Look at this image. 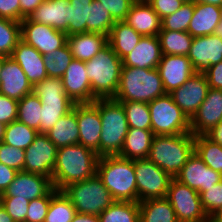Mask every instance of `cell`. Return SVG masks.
<instances>
[{
  "instance_id": "be15d7a7",
  "label": "cell",
  "mask_w": 222,
  "mask_h": 222,
  "mask_svg": "<svg viewBox=\"0 0 222 222\" xmlns=\"http://www.w3.org/2000/svg\"><path fill=\"white\" fill-rule=\"evenodd\" d=\"M212 218L216 222H222V209H220L215 215H213Z\"/></svg>"
},
{
  "instance_id": "cb8c5ba5",
  "label": "cell",
  "mask_w": 222,
  "mask_h": 222,
  "mask_svg": "<svg viewBox=\"0 0 222 222\" xmlns=\"http://www.w3.org/2000/svg\"><path fill=\"white\" fill-rule=\"evenodd\" d=\"M28 18L67 34L70 24L69 0H45Z\"/></svg>"
},
{
  "instance_id": "6125c7cd",
  "label": "cell",
  "mask_w": 222,
  "mask_h": 222,
  "mask_svg": "<svg viewBox=\"0 0 222 222\" xmlns=\"http://www.w3.org/2000/svg\"><path fill=\"white\" fill-rule=\"evenodd\" d=\"M220 13H221V22L219 23V25L216 27L215 30V35L219 36L222 38V5L220 6Z\"/></svg>"
},
{
  "instance_id": "e7e4bbea",
  "label": "cell",
  "mask_w": 222,
  "mask_h": 222,
  "mask_svg": "<svg viewBox=\"0 0 222 222\" xmlns=\"http://www.w3.org/2000/svg\"><path fill=\"white\" fill-rule=\"evenodd\" d=\"M6 124L0 122V142L3 140Z\"/></svg>"
},
{
  "instance_id": "681fc988",
  "label": "cell",
  "mask_w": 222,
  "mask_h": 222,
  "mask_svg": "<svg viewBox=\"0 0 222 222\" xmlns=\"http://www.w3.org/2000/svg\"><path fill=\"white\" fill-rule=\"evenodd\" d=\"M111 14L113 20L124 21L135 0H98Z\"/></svg>"
},
{
  "instance_id": "e0dca14e",
  "label": "cell",
  "mask_w": 222,
  "mask_h": 222,
  "mask_svg": "<svg viewBox=\"0 0 222 222\" xmlns=\"http://www.w3.org/2000/svg\"><path fill=\"white\" fill-rule=\"evenodd\" d=\"M180 183L198 192L207 191L222 180V174L208 167L194 152L175 177Z\"/></svg>"
},
{
  "instance_id": "b9f144b4",
  "label": "cell",
  "mask_w": 222,
  "mask_h": 222,
  "mask_svg": "<svg viewBox=\"0 0 222 222\" xmlns=\"http://www.w3.org/2000/svg\"><path fill=\"white\" fill-rule=\"evenodd\" d=\"M129 128L151 130V115L146 102H121Z\"/></svg>"
},
{
  "instance_id": "d6a6232c",
  "label": "cell",
  "mask_w": 222,
  "mask_h": 222,
  "mask_svg": "<svg viewBox=\"0 0 222 222\" xmlns=\"http://www.w3.org/2000/svg\"><path fill=\"white\" fill-rule=\"evenodd\" d=\"M163 55L187 56L193 37L188 32L161 30L158 34Z\"/></svg>"
},
{
  "instance_id": "7c38bea8",
  "label": "cell",
  "mask_w": 222,
  "mask_h": 222,
  "mask_svg": "<svg viewBox=\"0 0 222 222\" xmlns=\"http://www.w3.org/2000/svg\"><path fill=\"white\" fill-rule=\"evenodd\" d=\"M21 40L33 46L42 55L63 47L67 43V34L49 25L36 23L28 17L21 22Z\"/></svg>"
},
{
  "instance_id": "74e56055",
  "label": "cell",
  "mask_w": 222,
  "mask_h": 222,
  "mask_svg": "<svg viewBox=\"0 0 222 222\" xmlns=\"http://www.w3.org/2000/svg\"><path fill=\"white\" fill-rule=\"evenodd\" d=\"M41 109V101L33 92L25 95L18 101L17 120L40 133Z\"/></svg>"
},
{
  "instance_id": "03108f58",
  "label": "cell",
  "mask_w": 222,
  "mask_h": 222,
  "mask_svg": "<svg viewBox=\"0 0 222 222\" xmlns=\"http://www.w3.org/2000/svg\"><path fill=\"white\" fill-rule=\"evenodd\" d=\"M137 3L140 4H151L154 0H135Z\"/></svg>"
},
{
  "instance_id": "2e32d148",
  "label": "cell",
  "mask_w": 222,
  "mask_h": 222,
  "mask_svg": "<svg viewBox=\"0 0 222 222\" xmlns=\"http://www.w3.org/2000/svg\"><path fill=\"white\" fill-rule=\"evenodd\" d=\"M222 121V90L209 88L207 96L190 119L194 136L205 135Z\"/></svg>"
},
{
  "instance_id": "ffe728a7",
  "label": "cell",
  "mask_w": 222,
  "mask_h": 222,
  "mask_svg": "<svg viewBox=\"0 0 222 222\" xmlns=\"http://www.w3.org/2000/svg\"><path fill=\"white\" fill-rule=\"evenodd\" d=\"M61 79L67 96L75 104L93 103L96 100L84 61L72 59Z\"/></svg>"
},
{
  "instance_id": "7bdbcfd3",
  "label": "cell",
  "mask_w": 222,
  "mask_h": 222,
  "mask_svg": "<svg viewBox=\"0 0 222 222\" xmlns=\"http://www.w3.org/2000/svg\"><path fill=\"white\" fill-rule=\"evenodd\" d=\"M93 0H69L70 24L67 28V36L87 32L89 6Z\"/></svg>"
},
{
  "instance_id": "ee69618b",
  "label": "cell",
  "mask_w": 222,
  "mask_h": 222,
  "mask_svg": "<svg viewBox=\"0 0 222 222\" xmlns=\"http://www.w3.org/2000/svg\"><path fill=\"white\" fill-rule=\"evenodd\" d=\"M195 2H185L175 13L162 19L161 30L187 32L193 17Z\"/></svg>"
},
{
  "instance_id": "003e7915",
  "label": "cell",
  "mask_w": 222,
  "mask_h": 222,
  "mask_svg": "<svg viewBox=\"0 0 222 222\" xmlns=\"http://www.w3.org/2000/svg\"><path fill=\"white\" fill-rule=\"evenodd\" d=\"M3 63H4V56L0 55V74H1V71H2ZM0 82H1V78H0Z\"/></svg>"
},
{
  "instance_id": "f907efd6",
  "label": "cell",
  "mask_w": 222,
  "mask_h": 222,
  "mask_svg": "<svg viewBox=\"0 0 222 222\" xmlns=\"http://www.w3.org/2000/svg\"><path fill=\"white\" fill-rule=\"evenodd\" d=\"M18 101L0 94V122L10 124L17 120Z\"/></svg>"
},
{
  "instance_id": "44dd1931",
  "label": "cell",
  "mask_w": 222,
  "mask_h": 222,
  "mask_svg": "<svg viewBox=\"0 0 222 222\" xmlns=\"http://www.w3.org/2000/svg\"><path fill=\"white\" fill-rule=\"evenodd\" d=\"M53 188L47 176L18 171L2 197L25 198L29 201L45 196Z\"/></svg>"
},
{
  "instance_id": "9c48e42d",
  "label": "cell",
  "mask_w": 222,
  "mask_h": 222,
  "mask_svg": "<svg viewBox=\"0 0 222 222\" xmlns=\"http://www.w3.org/2000/svg\"><path fill=\"white\" fill-rule=\"evenodd\" d=\"M154 135L190 133V120L166 93L148 103Z\"/></svg>"
},
{
  "instance_id": "3957f363",
  "label": "cell",
  "mask_w": 222,
  "mask_h": 222,
  "mask_svg": "<svg viewBox=\"0 0 222 222\" xmlns=\"http://www.w3.org/2000/svg\"><path fill=\"white\" fill-rule=\"evenodd\" d=\"M96 174L115 201L137 202L133 160L118 155L99 157Z\"/></svg>"
},
{
  "instance_id": "f6af8a7d",
  "label": "cell",
  "mask_w": 222,
  "mask_h": 222,
  "mask_svg": "<svg viewBox=\"0 0 222 222\" xmlns=\"http://www.w3.org/2000/svg\"><path fill=\"white\" fill-rule=\"evenodd\" d=\"M199 194L203 209L208 217H212L222 209V180Z\"/></svg>"
},
{
  "instance_id": "f5cc1de1",
  "label": "cell",
  "mask_w": 222,
  "mask_h": 222,
  "mask_svg": "<svg viewBox=\"0 0 222 222\" xmlns=\"http://www.w3.org/2000/svg\"><path fill=\"white\" fill-rule=\"evenodd\" d=\"M0 18L20 22V1L0 0Z\"/></svg>"
},
{
  "instance_id": "11a10c76",
  "label": "cell",
  "mask_w": 222,
  "mask_h": 222,
  "mask_svg": "<svg viewBox=\"0 0 222 222\" xmlns=\"http://www.w3.org/2000/svg\"><path fill=\"white\" fill-rule=\"evenodd\" d=\"M18 171L10 168L0 162V192H3L7 189L10 183L14 180Z\"/></svg>"
},
{
  "instance_id": "680465c9",
  "label": "cell",
  "mask_w": 222,
  "mask_h": 222,
  "mask_svg": "<svg viewBox=\"0 0 222 222\" xmlns=\"http://www.w3.org/2000/svg\"><path fill=\"white\" fill-rule=\"evenodd\" d=\"M71 222H100V220L95 215L76 213Z\"/></svg>"
},
{
  "instance_id": "89a4df30",
  "label": "cell",
  "mask_w": 222,
  "mask_h": 222,
  "mask_svg": "<svg viewBox=\"0 0 222 222\" xmlns=\"http://www.w3.org/2000/svg\"><path fill=\"white\" fill-rule=\"evenodd\" d=\"M183 2H194V0H182Z\"/></svg>"
},
{
  "instance_id": "db71d44e",
  "label": "cell",
  "mask_w": 222,
  "mask_h": 222,
  "mask_svg": "<svg viewBox=\"0 0 222 222\" xmlns=\"http://www.w3.org/2000/svg\"><path fill=\"white\" fill-rule=\"evenodd\" d=\"M209 88L222 90V61L211 65V67L204 72Z\"/></svg>"
},
{
  "instance_id": "816d5d0a",
  "label": "cell",
  "mask_w": 222,
  "mask_h": 222,
  "mask_svg": "<svg viewBox=\"0 0 222 222\" xmlns=\"http://www.w3.org/2000/svg\"><path fill=\"white\" fill-rule=\"evenodd\" d=\"M184 3L182 0H154L150 5L162 20L175 13Z\"/></svg>"
},
{
  "instance_id": "e575fe53",
  "label": "cell",
  "mask_w": 222,
  "mask_h": 222,
  "mask_svg": "<svg viewBox=\"0 0 222 222\" xmlns=\"http://www.w3.org/2000/svg\"><path fill=\"white\" fill-rule=\"evenodd\" d=\"M194 152L214 171L222 174V146L209 139L206 135L194 138Z\"/></svg>"
},
{
  "instance_id": "4316f807",
  "label": "cell",
  "mask_w": 222,
  "mask_h": 222,
  "mask_svg": "<svg viewBox=\"0 0 222 222\" xmlns=\"http://www.w3.org/2000/svg\"><path fill=\"white\" fill-rule=\"evenodd\" d=\"M221 22L220 7L212 4L196 3L188 33L194 37L212 35Z\"/></svg>"
},
{
  "instance_id": "f35d334b",
  "label": "cell",
  "mask_w": 222,
  "mask_h": 222,
  "mask_svg": "<svg viewBox=\"0 0 222 222\" xmlns=\"http://www.w3.org/2000/svg\"><path fill=\"white\" fill-rule=\"evenodd\" d=\"M114 24L110 12L98 0H93L89 6L87 32L108 36Z\"/></svg>"
},
{
  "instance_id": "d6986e66",
  "label": "cell",
  "mask_w": 222,
  "mask_h": 222,
  "mask_svg": "<svg viewBox=\"0 0 222 222\" xmlns=\"http://www.w3.org/2000/svg\"><path fill=\"white\" fill-rule=\"evenodd\" d=\"M187 57L196 73L206 72L222 61V38L215 34L194 37Z\"/></svg>"
},
{
  "instance_id": "9a60e30c",
  "label": "cell",
  "mask_w": 222,
  "mask_h": 222,
  "mask_svg": "<svg viewBox=\"0 0 222 222\" xmlns=\"http://www.w3.org/2000/svg\"><path fill=\"white\" fill-rule=\"evenodd\" d=\"M76 118L79 144L95 151L100 157L102 125L98 107L94 103L76 104Z\"/></svg>"
},
{
  "instance_id": "d590c367",
  "label": "cell",
  "mask_w": 222,
  "mask_h": 222,
  "mask_svg": "<svg viewBox=\"0 0 222 222\" xmlns=\"http://www.w3.org/2000/svg\"><path fill=\"white\" fill-rule=\"evenodd\" d=\"M76 210L63 191L51 189V202L44 222H71Z\"/></svg>"
},
{
  "instance_id": "a7ac6f4b",
  "label": "cell",
  "mask_w": 222,
  "mask_h": 222,
  "mask_svg": "<svg viewBox=\"0 0 222 222\" xmlns=\"http://www.w3.org/2000/svg\"><path fill=\"white\" fill-rule=\"evenodd\" d=\"M202 222H216L212 217H208L207 219L203 220Z\"/></svg>"
},
{
  "instance_id": "4fadbf2b",
  "label": "cell",
  "mask_w": 222,
  "mask_h": 222,
  "mask_svg": "<svg viewBox=\"0 0 222 222\" xmlns=\"http://www.w3.org/2000/svg\"><path fill=\"white\" fill-rule=\"evenodd\" d=\"M57 151V146L45 133H38L33 143L25 149L23 171L47 176L52 179Z\"/></svg>"
},
{
  "instance_id": "5bb4252c",
  "label": "cell",
  "mask_w": 222,
  "mask_h": 222,
  "mask_svg": "<svg viewBox=\"0 0 222 222\" xmlns=\"http://www.w3.org/2000/svg\"><path fill=\"white\" fill-rule=\"evenodd\" d=\"M209 85L204 73H195L182 86L169 93L190 120L207 96Z\"/></svg>"
},
{
  "instance_id": "277c9868",
  "label": "cell",
  "mask_w": 222,
  "mask_h": 222,
  "mask_svg": "<svg viewBox=\"0 0 222 222\" xmlns=\"http://www.w3.org/2000/svg\"><path fill=\"white\" fill-rule=\"evenodd\" d=\"M157 68L122 67L119 86L113 99L119 102H146L165 95Z\"/></svg>"
},
{
  "instance_id": "7a4b0ae2",
  "label": "cell",
  "mask_w": 222,
  "mask_h": 222,
  "mask_svg": "<svg viewBox=\"0 0 222 222\" xmlns=\"http://www.w3.org/2000/svg\"><path fill=\"white\" fill-rule=\"evenodd\" d=\"M194 138L191 132L154 135L148 159L175 178L194 153Z\"/></svg>"
},
{
  "instance_id": "ac0fdd59",
  "label": "cell",
  "mask_w": 222,
  "mask_h": 222,
  "mask_svg": "<svg viewBox=\"0 0 222 222\" xmlns=\"http://www.w3.org/2000/svg\"><path fill=\"white\" fill-rule=\"evenodd\" d=\"M166 93L182 86L196 71L184 55H163L157 66Z\"/></svg>"
},
{
  "instance_id": "f546056e",
  "label": "cell",
  "mask_w": 222,
  "mask_h": 222,
  "mask_svg": "<svg viewBox=\"0 0 222 222\" xmlns=\"http://www.w3.org/2000/svg\"><path fill=\"white\" fill-rule=\"evenodd\" d=\"M153 137L152 130L128 128L124 145L118 156L130 160L148 158Z\"/></svg>"
},
{
  "instance_id": "ab89813d",
  "label": "cell",
  "mask_w": 222,
  "mask_h": 222,
  "mask_svg": "<svg viewBox=\"0 0 222 222\" xmlns=\"http://www.w3.org/2000/svg\"><path fill=\"white\" fill-rule=\"evenodd\" d=\"M73 56L68 44L43 55L44 65L48 77L62 78Z\"/></svg>"
},
{
  "instance_id": "4dcf8cb0",
  "label": "cell",
  "mask_w": 222,
  "mask_h": 222,
  "mask_svg": "<svg viewBox=\"0 0 222 222\" xmlns=\"http://www.w3.org/2000/svg\"><path fill=\"white\" fill-rule=\"evenodd\" d=\"M142 35L124 21H116L108 35V44L123 59L139 43Z\"/></svg>"
},
{
  "instance_id": "9f6ffc18",
  "label": "cell",
  "mask_w": 222,
  "mask_h": 222,
  "mask_svg": "<svg viewBox=\"0 0 222 222\" xmlns=\"http://www.w3.org/2000/svg\"><path fill=\"white\" fill-rule=\"evenodd\" d=\"M20 22L29 17L45 0H19Z\"/></svg>"
},
{
  "instance_id": "5b68a950",
  "label": "cell",
  "mask_w": 222,
  "mask_h": 222,
  "mask_svg": "<svg viewBox=\"0 0 222 222\" xmlns=\"http://www.w3.org/2000/svg\"><path fill=\"white\" fill-rule=\"evenodd\" d=\"M85 66L93 96L96 99L114 98L123 63L111 46L107 44L97 55L85 61Z\"/></svg>"
},
{
  "instance_id": "6da1fadb",
  "label": "cell",
  "mask_w": 222,
  "mask_h": 222,
  "mask_svg": "<svg viewBox=\"0 0 222 222\" xmlns=\"http://www.w3.org/2000/svg\"><path fill=\"white\" fill-rule=\"evenodd\" d=\"M99 156L81 144L59 148L52 172V185L62 191L66 186L86 180L97 172Z\"/></svg>"
},
{
  "instance_id": "484cf974",
  "label": "cell",
  "mask_w": 222,
  "mask_h": 222,
  "mask_svg": "<svg viewBox=\"0 0 222 222\" xmlns=\"http://www.w3.org/2000/svg\"><path fill=\"white\" fill-rule=\"evenodd\" d=\"M124 22L142 36H158L162 29V20L153 7L136 1L130 7Z\"/></svg>"
},
{
  "instance_id": "c3c4849f",
  "label": "cell",
  "mask_w": 222,
  "mask_h": 222,
  "mask_svg": "<svg viewBox=\"0 0 222 222\" xmlns=\"http://www.w3.org/2000/svg\"><path fill=\"white\" fill-rule=\"evenodd\" d=\"M51 202V190L43 197L29 202L26 222H44Z\"/></svg>"
},
{
  "instance_id": "836d02e7",
  "label": "cell",
  "mask_w": 222,
  "mask_h": 222,
  "mask_svg": "<svg viewBox=\"0 0 222 222\" xmlns=\"http://www.w3.org/2000/svg\"><path fill=\"white\" fill-rule=\"evenodd\" d=\"M98 217L100 222H140L139 202L115 201Z\"/></svg>"
},
{
  "instance_id": "f1b7e54d",
  "label": "cell",
  "mask_w": 222,
  "mask_h": 222,
  "mask_svg": "<svg viewBox=\"0 0 222 222\" xmlns=\"http://www.w3.org/2000/svg\"><path fill=\"white\" fill-rule=\"evenodd\" d=\"M45 134L58 149L79 144V127L76 118V104L74 105L73 110L62 116Z\"/></svg>"
},
{
  "instance_id": "bcb514c9",
  "label": "cell",
  "mask_w": 222,
  "mask_h": 222,
  "mask_svg": "<svg viewBox=\"0 0 222 222\" xmlns=\"http://www.w3.org/2000/svg\"><path fill=\"white\" fill-rule=\"evenodd\" d=\"M0 162L16 171H23L25 150L0 142Z\"/></svg>"
},
{
  "instance_id": "8992f818",
  "label": "cell",
  "mask_w": 222,
  "mask_h": 222,
  "mask_svg": "<svg viewBox=\"0 0 222 222\" xmlns=\"http://www.w3.org/2000/svg\"><path fill=\"white\" fill-rule=\"evenodd\" d=\"M101 118L100 157L119 155L128 133V123L121 102L113 99H96Z\"/></svg>"
},
{
  "instance_id": "2644e50d",
  "label": "cell",
  "mask_w": 222,
  "mask_h": 222,
  "mask_svg": "<svg viewBox=\"0 0 222 222\" xmlns=\"http://www.w3.org/2000/svg\"><path fill=\"white\" fill-rule=\"evenodd\" d=\"M2 193L0 192V204H1Z\"/></svg>"
},
{
  "instance_id": "ba28073f",
  "label": "cell",
  "mask_w": 222,
  "mask_h": 222,
  "mask_svg": "<svg viewBox=\"0 0 222 222\" xmlns=\"http://www.w3.org/2000/svg\"><path fill=\"white\" fill-rule=\"evenodd\" d=\"M63 193L70 199L76 213L99 216L115 200L95 174L86 180L66 186Z\"/></svg>"
},
{
  "instance_id": "94428289",
  "label": "cell",
  "mask_w": 222,
  "mask_h": 222,
  "mask_svg": "<svg viewBox=\"0 0 222 222\" xmlns=\"http://www.w3.org/2000/svg\"><path fill=\"white\" fill-rule=\"evenodd\" d=\"M196 3H205V4H212L216 6H221L222 5V0H194Z\"/></svg>"
},
{
  "instance_id": "603a6c76",
  "label": "cell",
  "mask_w": 222,
  "mask_h": 222,
  "mask_svg": "<svg viewBox=\"0 0 222 222\" xmlns=\"http://www.w3.org/2000/svg\"><path fill=\"white\" fill-rule=\"evenodd\" d=\"M162 52L158 36H142L136 47L122 59L123 67L157 68Z\"/></svg>"
},
{
  "instance_id": "1f68e13d",
  "label": "cell",
  "mask_w": 222,
  "mask_h": 222,
  "mask_svg": "<svg viewBox=\"0 0 222 222\" xmlns=\"http://www.w3.org/2000/svg\"><path fill=\"white\" fill-rule=\"evenodd\" d=\"M140 222H178L175 211L165 198L139 202Z\"/></svg>"
},
{
  "instance_id": "7402d4cb",
  "label": "cell",
  "mask_w": 222,
  "mask_h": 222,
  "mask_svg": "<svg viewBox=\"0 0 222 222\" xmlns=\"http://www.w3.org/2000/svg\"><path fill=\"white\" fill-rule=\"evenodd\" d=\"M0 94L20 101L33 92V86L19 64L12 57L4 56L0 74Z\"/></svg>"
},
{
  "instance_id": "60d3db41",
  "label": "cell",
  "mask_w": 222,
  "mask_h": 222,
  "mask_svg": "<svg viewBox=\"0 0 222 222\" xmlns=\"http://www.w3.org/2000/svg\"><path fill=\"white\" fill-rule=\"evenodd\" d=\"M21 38L20 22L0 18V55L11 57Z\"/></svg>"
},
{
  "instance_id": "83f0119b",
  "label": "cell",
  "mask_w": 222,
  "mask_h": 222,
  "mask_svg": "<svg viewBox=\"0 0 222 222\" xmlns=\"http://www.w3.org/2000/svg\"><path fill=\"white\" fill-rule=\"evenodd\" d=\"M73 59L88 61L108 44V36L101 33H78L67 37Z\"/></svg>"
},
{
  "instance_id": "6f0895ef",
  "label": "cell",
  "mask_w": 222,
  "mask_h": 222,
  "mask_svg": "<svg viewBox=\"0 0 222 222\" xmlns=\"http://www.w3.org/2000/svg\"><path fill=\"white\" fill-rule=\"evenodd\" d=\"M209 139L222 146V121L205 134Z\"/></svg>"
},
{
  "instance_id": "52a82bcc",
  "label": "cell",
  "mask_w": 222,
  "mask_h": 222,
  "mask_svg": "<svg viewBox=\"0 0 222 222\" xmlns=\"http://www.w3.org/2000/svg\"><path fill=\"white\" fill-rule=\"evenodd\" d=\"M33 93L42 104L40 133L48 132L62 116L73 110L75 105L67 96L61 78L46 77L33 86Z\"/></svg>"
},
{
  "instance_id": "8d00e7d4",
  "label": "cell",
  "mask_w": 222,
  "mask_h": 222,
  "mask_svg": "<svg viewBox=\"0 0 222 222\" xmlns=\"http://www.w3.org/2000/svg\"><path fill=\"white\" fill-rule=\"evenodd\" d=\"M38 133L36 129L15 120L6 125L2 142L25 150L33 143Z\"/></svg>"
},
{
  "instance_id": "30bf717a",
  "label": "cell",
  "mask_w": 222,
  "mask_h": 222,
  "mask_svg": "<svg viewBox=\"0 0 222 222\" xmlns=\"http://www.w3.org/2000/svg\"><path fill=\"white\" fill-rule=\"evenodd\" d=\"M137 185V202L165 198L173 179L155 163L146 159L133 160Z\"/></svg>"
},
{
  "instance_id": "7dc6e473",
  "label": "cell",
  "mask_w": 222,
  "mask_h": 222,
  "mask_svg": "<svg viewBox=\"0 0 222 222\" xmlns=\"http://www.w3.org/2000/svg\"><path fill=\"white\" fill-rule=\"evenodd\" d=\"M29 200L16 197H2L1 205L14 220V222H26Z\"/></svg>"
},
{
  "instance_id": "d4e9b609",
  "label": "cell",
  "mask_w": 222,
  "mask_h": 222,
  "mask_svg": "<svg viewBox=\"0 0 222 222\" xmlns=\"http://www.w3.org/2000/svg\"><path fill=\"white\" fill-rule=\"evenodd\" d=\"M11 57L22 68L32 86L48 77L43 55L23 40L16 45Z\"/></svg>"
},
{
  "instance_id": "8fae6325",
  "label": "cell",
  "mask_w": 222,
  "mask_h": 222,
  "mask_svg": "<svg viewBox=\"0 0 222 222\" xmlns=\"http://www.w3.org/2000/svg\"><path fill=\"white\" fill-rule=\"evenodd\" d=\"M166 198L172 205L178 222H202L208 218L199 192L180 183L175 178L170 182Z\"/></svg>"
},
{
  "instance_id": "91938a15",
  "label": "cell",
  "mask_w": 222,
  "mask_h": 222,
  "mask_svg": "<svg viewBox=\"0 0 222 222\" xmlns=\"http://www.w3.org/2000/svg\"><path fill=\"white\" fill-rule=\"evenodd\" d=\"M0 222H14V220L8 215L5 209L0 204Z\"/></svg>"
}]
</instances>
